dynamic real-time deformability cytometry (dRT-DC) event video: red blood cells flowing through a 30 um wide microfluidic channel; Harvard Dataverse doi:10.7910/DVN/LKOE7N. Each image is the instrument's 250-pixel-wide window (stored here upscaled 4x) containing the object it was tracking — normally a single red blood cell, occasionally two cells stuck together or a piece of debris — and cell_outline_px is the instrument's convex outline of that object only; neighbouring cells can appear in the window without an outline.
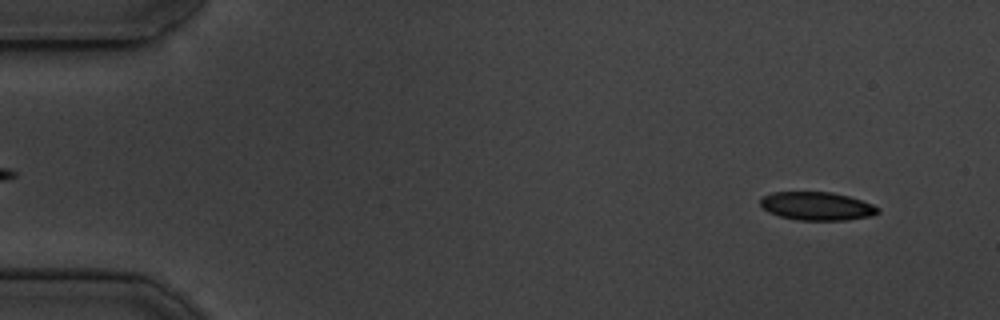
{"species": "common noctule bat (a hibernating species)", "species_latin": "Nyctalus noctula", "temperature_condition": "cold", "stored_images_in_passage": 53, "camera_frame_rate_fps": 3000, "um_per_image_px": 0.085, "animal": {"sex": "male", "body_mass_g": 19.5, "forearm_length_mm": 54.6}, "frame": {"image": 1, "passage_image": 4, "time_ms": 1.0, "image_size_px": [1000, 320], "cell_outline_px": [[880, 212], [872, 216], [844, 220], [796, 220], [780, 216], [768, 212], [760, 204], [760, 200], [764, 196], [772, 192], [832, 192], [848, 196], [872, 204], [880, 208]], "centroid_in_image_um": [69.44, 17.52], "position_along_channel_um": 15.6, "area_um2": 19.36}}
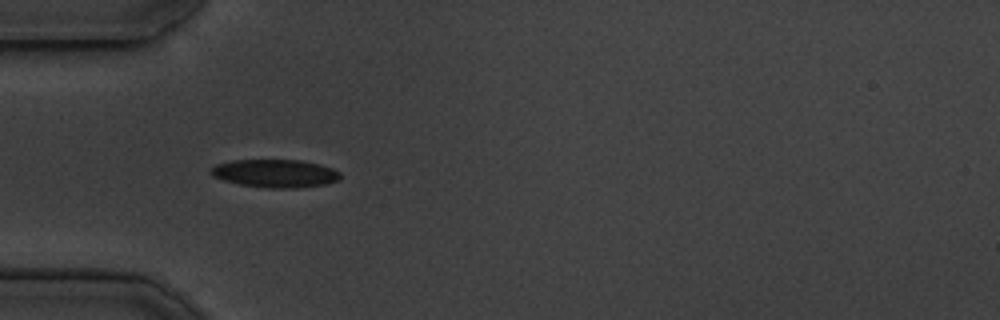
{"frame": {"image": 2, "passage_image": 16, "time_ms": 5.0, "image_size_px": [1000, 320], "cell_outline_px": [[340, 180], [328, 184], [296, 188], [268, 188], [240, 184], [224, 180], [212, 176], [208, 172], [208, 168], [216, 164], [232, 160], [300, 160], [320, 164], [332, 168], [340, 172]], "centroid_in_image_um": [23.38, 14.74], "position_along_channel_um": 61.6, "area_um2": 21.39}}
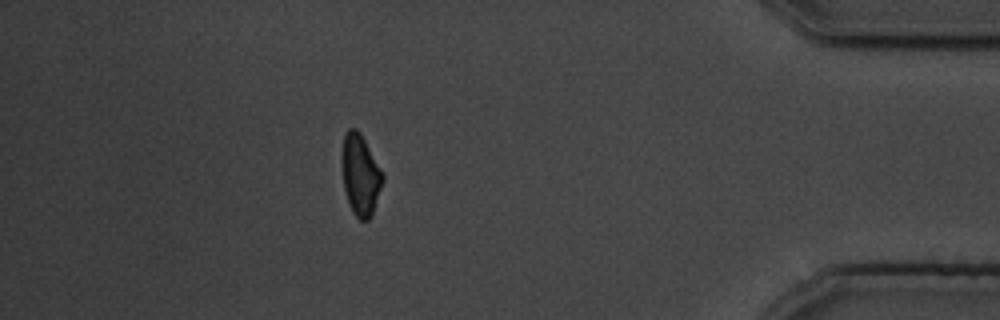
{"frame": {"image": 3, "passage_image": 47, "time_ms": 15.333, "image_size_px": [1000, 320], "cell_outline_px": [[384, 180], [372, 216], [368, 220], [360, 220], [352, 212], [344, 188], [340, 164], [340, 160], [344, 132], [348, 128], [356, 128], [360, 132], [384, 172]], "centroid_in_image_um": [30.63, 14.83], "position_along_channel_um": 404.6, "area_um2": 19.83}, "authors_computed_cell_mechanics": {"area_um2": 20.2878, "velocity_mm_per_s": 3.7611, "shape_relaxation_time_tau1_ms": 3.8514, "shape_relaxation_time_tau2_ms": 1.805, "deformation_change_tau1": 0.14, "deformation_change_tau2": 0.0874}}